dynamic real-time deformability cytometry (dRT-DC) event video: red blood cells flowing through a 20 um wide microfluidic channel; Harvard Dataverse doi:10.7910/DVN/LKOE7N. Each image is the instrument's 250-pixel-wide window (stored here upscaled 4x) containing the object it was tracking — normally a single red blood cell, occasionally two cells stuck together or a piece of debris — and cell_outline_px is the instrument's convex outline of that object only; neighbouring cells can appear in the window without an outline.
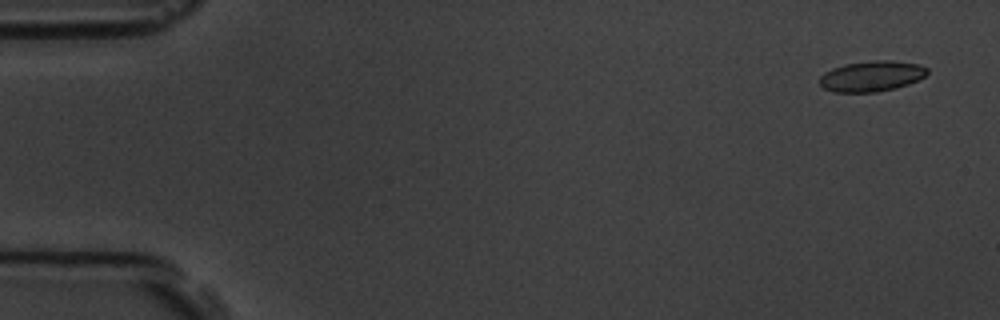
{"species": "common noctule bat (a hibernating species)", "species_latin": "Nyctalus noctula", "temperature_condition": "room temperature", "stored_images_in_passage": 4, "camera_frame_rate_fps": 3000, "um_per_image_px": 0.085, "animal": {"sex": "male", "body_mass_g": 19.5, "forearm_length_mm": 54.6}, "frame": {"image": 1, "passage_image": 1, "time_ms": 0.0, "image_size_px": [1000, 320], "cell_outline_px": [[928, 72], [924, 76], [908, 84], [896, 88], [876, 92], [832, 92], [824, 88], [820, 84], [820, 76], [824, 72], [832, 68], [844, 64], [876, 60], [892, 60], [920, 64], [928, 68]], "centroid_in_image_um": [74.08, 6.47], "position_along_channel_um": 10.9, "area_um2": 19.25}}
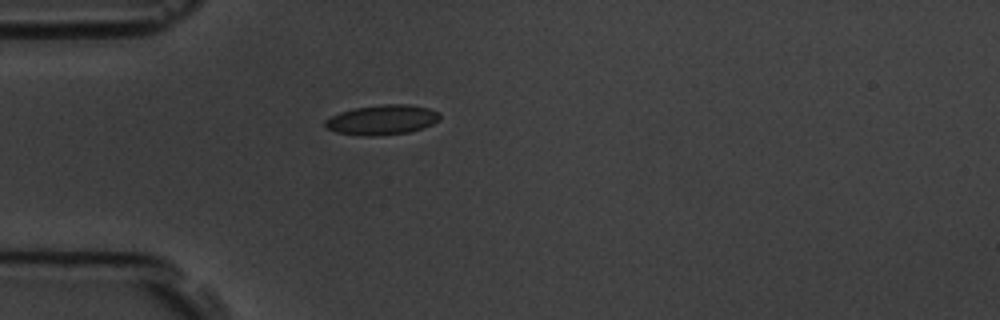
{"frame": {"image": 2, "passage_image": 4, "time_ms": 4.333, "image_size_px": [1000, 320], "cell_outline_px": [[440, 120], [424, 128], [408, 132], [372, 136], [368, 136], [336, 132], [324, 128], [324, 120], [340, 112], [356, 108], [384, 104], [408, 104], [428, 108], [440, 112]], "centroid_in_image_um": [32.49, 10.18], "position_along_channel_um": 52.5, "area_um2": 19.94}}